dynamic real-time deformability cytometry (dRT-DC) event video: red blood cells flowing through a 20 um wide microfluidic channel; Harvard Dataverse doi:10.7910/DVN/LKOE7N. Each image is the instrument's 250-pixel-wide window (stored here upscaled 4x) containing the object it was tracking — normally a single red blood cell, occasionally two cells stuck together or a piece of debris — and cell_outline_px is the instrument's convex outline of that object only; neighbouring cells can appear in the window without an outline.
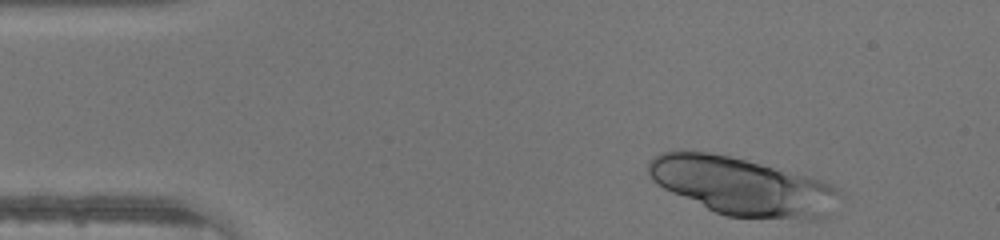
{"species": "human", "species_latin": "Homo sapiens", "temperature_condition": "warm", "stored_images_in_passage": 41, "segment_of_instrument_passage": [1, 2], "camera_frame_rate_fps": 3000, "um_per_image_px": 0.085, "donor": {"sex": "male"}, "frame": {"image": 1, "passage_image": 1, "time_ms": 0.0, "image_size_px": [1000, 240], "cell_outline_px": [[840, 192], [828, 216], [820, 220], [808, 220], [728, 216], [716, 212], [672, 192], [664, 188], [652, 180], [648, 172], [648, 160], [652, 156], [660, 152], [680, 148], [708, 152], [728, 156], [808, 176], [832, 184]], "centroid_in_image_um": [63.04, 15.82], "position_along_channel_um": 22.0, "area_um2": 64.39}}